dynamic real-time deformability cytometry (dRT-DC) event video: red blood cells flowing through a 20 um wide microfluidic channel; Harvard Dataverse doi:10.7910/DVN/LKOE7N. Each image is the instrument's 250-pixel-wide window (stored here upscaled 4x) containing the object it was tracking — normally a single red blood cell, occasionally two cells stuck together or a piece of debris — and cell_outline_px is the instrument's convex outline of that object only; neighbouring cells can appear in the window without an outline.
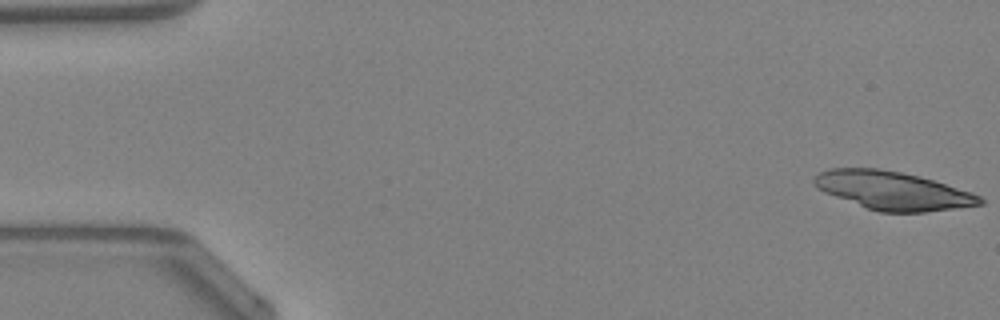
{"species": "Egyptian fruit bat (a non-hibernating species)", "species_latin": "Rousettus aegyptiacus", "temperature_condition": "warm", "stored_images_in_passage": 15, "camera_frame_rate_fps": 3000, "um_per_image_px": 0.085, "animal": {"sex": "female"}, "frame": {"image": 1, "passage_image": 1, "time_ms": 0.0, "image_size_px": [1000, 320], "cell_outline_px": [[984, 204], [924, 212], [880, 212], [868, 208], [824, 192], [816, 188], [812, 180], [820, 172], [828, 168], [880, 168], [900, 172], [932, 180], [972, 192], [980, 196], [984, 200]], "centroid_in_image_um": [75.87, 16.2], "position_along_channel_um": 9.1, "area_um2": 36.59}}